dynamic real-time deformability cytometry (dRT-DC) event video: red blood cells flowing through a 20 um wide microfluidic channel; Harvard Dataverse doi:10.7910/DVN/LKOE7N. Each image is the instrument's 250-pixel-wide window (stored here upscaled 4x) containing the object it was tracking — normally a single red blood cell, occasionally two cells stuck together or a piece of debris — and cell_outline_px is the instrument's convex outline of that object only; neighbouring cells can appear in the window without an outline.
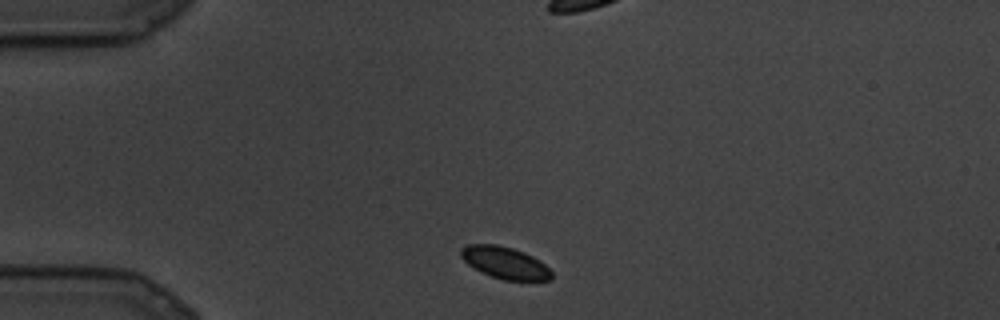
{"species": "common noctule bat (a hibernating species)", "species_latin": "Nyctalus noctula", "temperature_condition": "cold", "stored_images_in_passage": 4, "camera_frame_rate_fps": 3000, "um_per_image_px": 0.085, "animal": {"sex": "male", "body_mass_g": 19.5, "forearm_length_mm": 54.6}, "frame": {"image": 1, "passage_image": 1, "time_ms": 0.0, "image_size_px": [1000, 320], "cell_outline_px": [[552, 280], [504, 280], [480, 272], [468, 264], [460, 256], [460, 248], [468, 244], [496, 244], [512, 248], [524, 252], [532, 256], [544, 264], [552, 272]], "centroid_in_image_um": [42.89, 22.32], "position_along_channel_um": 42.1, "area_um2": 16.82}}